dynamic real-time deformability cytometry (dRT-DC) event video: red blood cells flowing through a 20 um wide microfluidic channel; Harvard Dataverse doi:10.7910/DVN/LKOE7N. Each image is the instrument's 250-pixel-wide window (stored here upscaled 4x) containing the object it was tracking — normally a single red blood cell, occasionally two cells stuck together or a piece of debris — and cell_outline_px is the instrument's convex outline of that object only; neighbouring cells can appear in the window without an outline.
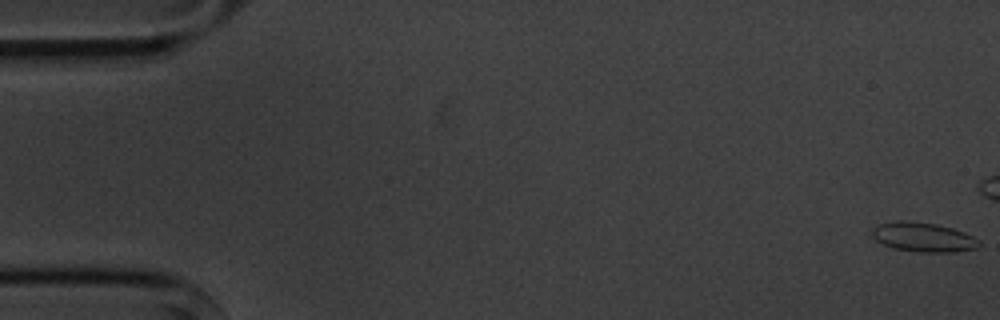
{"species": "common noctule bat (a hibernating species)", "species_latin": "Nyctalus noctula", "temperature_condition": "cold", "stored_images_in_passage": 16, "camera_frame_rate_fps": 3000, "um_per_image_px": 0.085, "animal": {"sex": "male", "body_mass_g": 20.1, "forearm_length_mm": 53.5}, "frame": {"image": 1, "passage_image": 1, "time_ms": 0.0, "image_size_px": [1000, 320], "cell_outline_px": [[980, 244], [976, 248], [952, 252], [920, 252], [892, 248], [876, 240], [872, 236], [872, 228], [880, 224], [900, 220], [936, 224], [952, 228], [964, 232], [980, 240]], "centroid_in_image_um": [78.48, 20.16], "position_along_channel_um": 6.5, "area_um2": 18.15}}
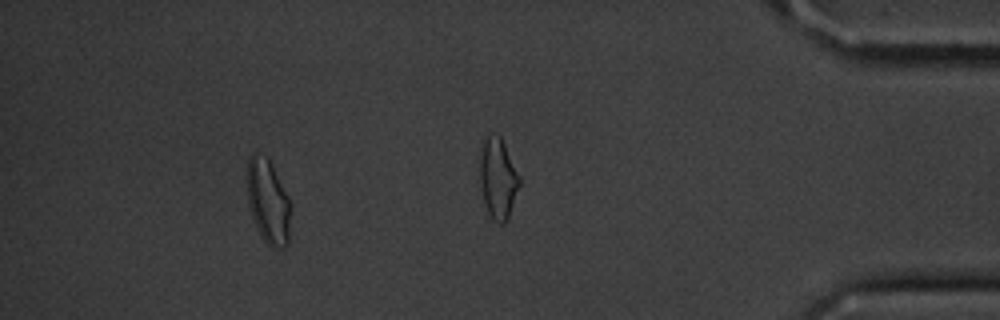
{"frame": {"image": 2, "passage_image": 14, "time_ms": 16.667, "image_size_px": [1000, 320], "cell_outline_px": [[288, 244], [284, 248], [272, 248], [264, 240], [256, 228], [248, 204], [244, 172], [248, 160], [252, 152], [256, 152], [268, 160], [288, 196]], "centroid_in_image_um": [22.7, 17.11], "position_along_channel_um": 412.5, "area_um2": 21.21}, "authors_computed_cell_mechanics": {"area_um2": 17.3111, "velocity_mm_per_s": 3.632, "shape_relaxation_time_tau1_ms": 2.9025, "shape_relaxation_time_tau2_ms": 1.1671, "deformation_change_tau1": 0.0671, "deformation_change_tau2": 0.0322}}